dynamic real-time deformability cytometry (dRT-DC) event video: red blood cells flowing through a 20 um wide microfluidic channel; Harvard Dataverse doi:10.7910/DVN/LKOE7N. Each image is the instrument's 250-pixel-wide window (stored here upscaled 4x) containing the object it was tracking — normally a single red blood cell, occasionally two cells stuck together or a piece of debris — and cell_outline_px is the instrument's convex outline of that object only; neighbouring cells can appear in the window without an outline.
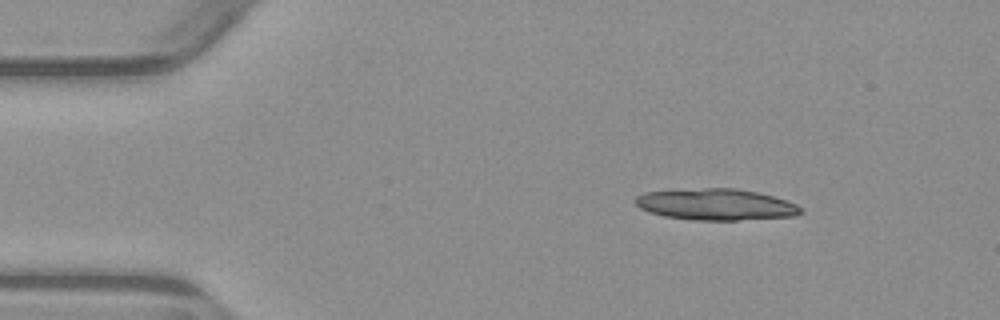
{"species": "common noctule bat (a hibernating species)", "species_latin": "Nyctalus noctula", "temperature_condition": "warm", "stored_images_in_passage": 4, "camera_frame_rate_fps": 3000, "um_per_image_px": 0.085, "animal": {"sex": "male", "body_mass_g": 23.1, "forearm_length_mm": 52.7}, "frame": {"image": 1, "passage_image": 1, "time_ms": 0.0, "image_size_px": [1000, 320], "cell_outline_px": [[804, 212], [792, 216], [736, 220], [692, 220], [664, 216], [648, 212], [640, 208], [632, 200], [636, 196], [644, 192], [704, 188], [736, 188], [756, 192], [772, 196], [796, 204], [804, 208]], "centroid_in_image_um": [60.82, 17.38], "position_along_channel_um": 24.2, "area_um2": 30.23}}
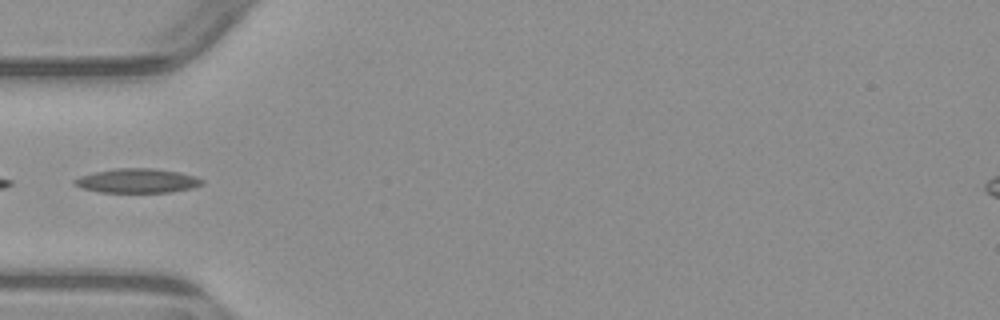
{"frame": {"image": 2, "passage_image": 4, "time_ms": 3.333, "image_size_px": [1000, 320], "cell_outline_px": [[204, 184], [192, 188], [172, 192], [100, 192], [80, 188], [72, 184], [72, 180], [80, 176], [96, 172], [116, 168], [152, 168], [176, 172], [196, 176], [204, 180]], "centroid_in_image_um": [11.65, 15.37], "position_along_channel_um": 73.3, "area_um2": 18.09}}